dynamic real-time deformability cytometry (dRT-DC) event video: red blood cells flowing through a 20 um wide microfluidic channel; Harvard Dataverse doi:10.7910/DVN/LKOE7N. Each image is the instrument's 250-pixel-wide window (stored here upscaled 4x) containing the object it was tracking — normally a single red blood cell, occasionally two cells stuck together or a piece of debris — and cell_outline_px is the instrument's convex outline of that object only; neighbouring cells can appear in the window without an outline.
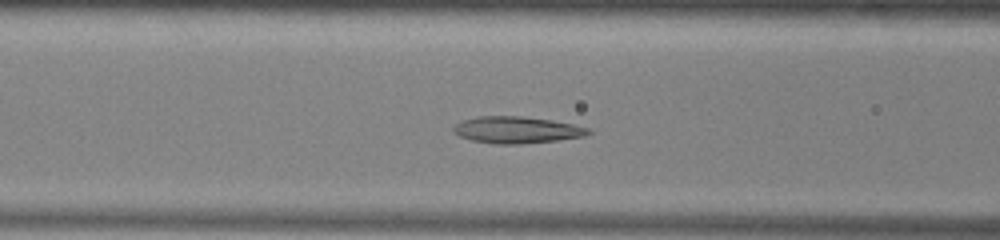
{"species": "common noctule bat (a hibernating species)", "species_latin": "Nyctalus noctula", "temperature_condition": "warm", "stored_images_in_passage": 44, "camera_frame_rate_fps": 3000, "um_per_image_px": 0.085, "animal": {"sex": "male", "body_mass_g": 13.0, "forearm_length_mm": 53.1}, "frame": {"image": 1, "passage_image": 13, "time_ms": 4.0, "image_size_px": [1000, 240], "cell_outline_px": [[592, 132], [584, 136], [556, 140], [520, 144], [496, 144], [472, 140], [460, 136], [452, 132], [452, 128], [460, 120], [476, 116], [520, 116], [552, 120], [592, 128]], "centroid_in_image_um": [43.9, 11.03], "position_along_channel_um": 122.7, "area_um2": 21.1}}
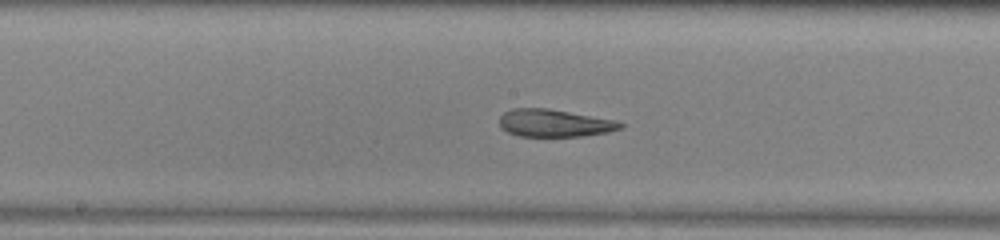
{"frame": {"image": 2, "passage_image": 19, "time_ms": 6.0, "image_size_px": [1000, 240], "cell_outline_px": [[624, 128], [608, 132], [584, 136], [520, 136], [508, 132], [500, 128], [500, 116], [504, 112], [512, 108], [548, 108], [616, 120], [624, 124]], "centroid_in_image_um": [47.14, 10.46], "position_along_channel_um": 201.1, "area_um2": 19.48}}
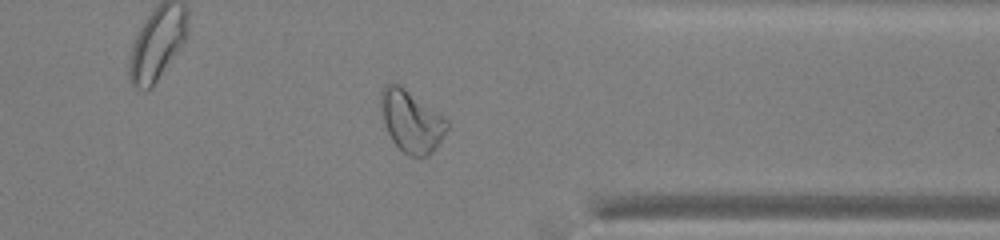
{"frame": {"image": 3, "passage_image": 33, "time_ms": 10.667, "image_size_px": [1000, 240], "cell_outline_px": [[448, 128], [436, 148], [428, 156], [408, 156], [392, 140], [384, 124], [380, 104], [380, 92], [384, 84], [400, 84], [440, 112], [448, 120]], "centroid_in_image_um": [34.97, 10.28], "position_along_channel_um": 376.4, "area_um2": 24.04}, "authors_computed_cell_mechanics": {"area_um2": 23.0622, "velocity_mm_per_s": 3.9276, "shape_relaxation_time_tau1_ms": 10.2628, "shape_relaxation_time_tau2_ms": 2.3846, "deformation_change_tau1": 0.2808, "deformation_change_tau2": 0.1029}}